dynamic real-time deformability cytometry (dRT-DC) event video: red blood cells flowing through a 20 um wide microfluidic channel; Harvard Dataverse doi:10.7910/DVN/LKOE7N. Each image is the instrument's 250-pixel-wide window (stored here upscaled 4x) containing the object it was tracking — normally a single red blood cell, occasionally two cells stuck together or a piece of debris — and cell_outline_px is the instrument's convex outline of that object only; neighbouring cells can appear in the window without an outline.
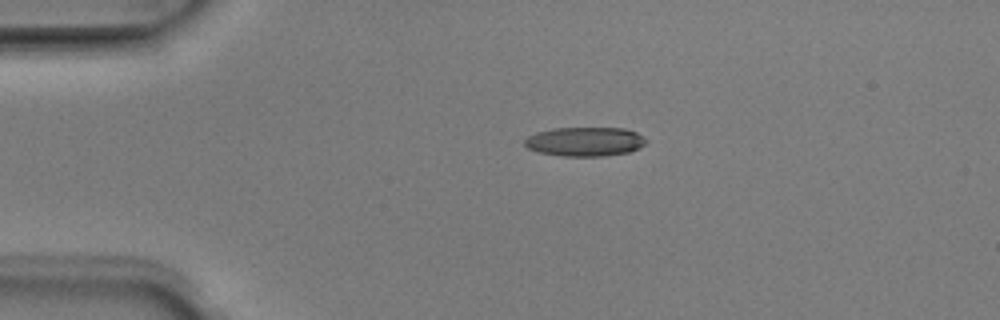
{"species": "Egyptian fruit bat (a non-hibernating species)", "species_latin": "Rousettus aegyptiacus", "temperature_condition": "room temperature", "stored_images_in_passage": 41, "camera_frame_rate_fps": 3000, "um_per_image_px": 0.085, "animal": {"sex": "male"}, "frame": {"image": 1, "passage_image": 1, "time_ms": 0.0, "image_size_px": [1000, 320], "cell_outline_px": [[648, 140], [640, 148], [628, 152], [604, 156], [564, 156], [540, 152], [528, 148], [524, 144], [524, 140], [528, 136], [536, 132], [552, 128], [624, 128], [636, 132]], "centroid_in_image_um": [49.73, 12.03], "position_along_channel_um": 35.3, "area_um2": 20.63}}
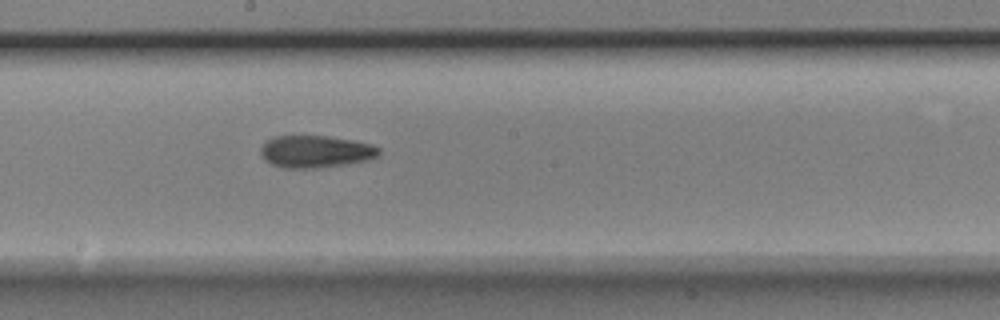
{"frame": {"image": 2, "passage_image": 18, "time_ms": 5.667, "image_size_px": [1000, 320], "cell_outline_px": [[380, 156], [368, 160], [348, 164], [316, 168], [284, 168], [272, 164], [264, 160], [260, 152], [260, 148], [272, 136], [328, 136], [356, 140], [372, 144], [380, 148]], "centroid_in_image_um": [26.87, 12.88], "position_along_channel_um": 221.3, "area_um2": 22.48}}
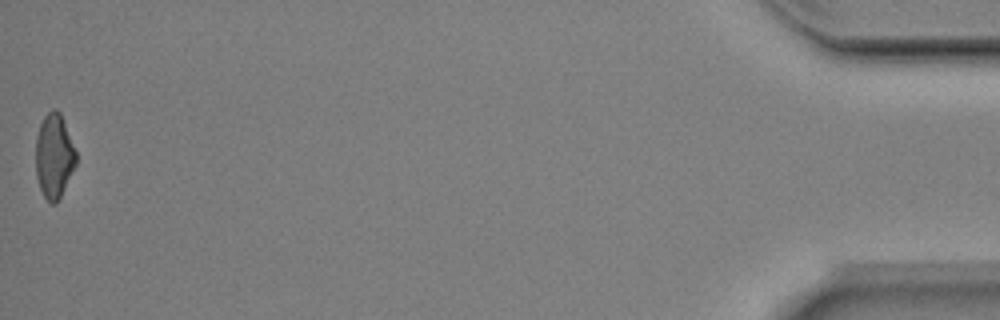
{"frame": {"image": 3, "passage_image": 41, "time_ms": 13.333, "image_size_px": [1000, 320], "cell_outline_px": [[76, 164], [56, 204], [52, 204], [44, 196], [40, 188], [36, 176], [36, 136], [40, 124], [44, 116], [52, 108], [56, 108], [60, 112], [76, 152]], "centroid_in_image_um": [4.58, 13.24], "position_along_channel_um": 430.6, "area_um2": 19.59}, "authors_computed_cell_mechanics": {"area_um2": 21.4438, "velocity_mm_per_s": 3.9857, "shape_relaxation_time_tau1_ms": 5.3467, "shape_relaxation_time_tau2_ms": 5.528, "deformation_change_tau1": 0.1863, "deformation_change_tau2": 0.1502}}